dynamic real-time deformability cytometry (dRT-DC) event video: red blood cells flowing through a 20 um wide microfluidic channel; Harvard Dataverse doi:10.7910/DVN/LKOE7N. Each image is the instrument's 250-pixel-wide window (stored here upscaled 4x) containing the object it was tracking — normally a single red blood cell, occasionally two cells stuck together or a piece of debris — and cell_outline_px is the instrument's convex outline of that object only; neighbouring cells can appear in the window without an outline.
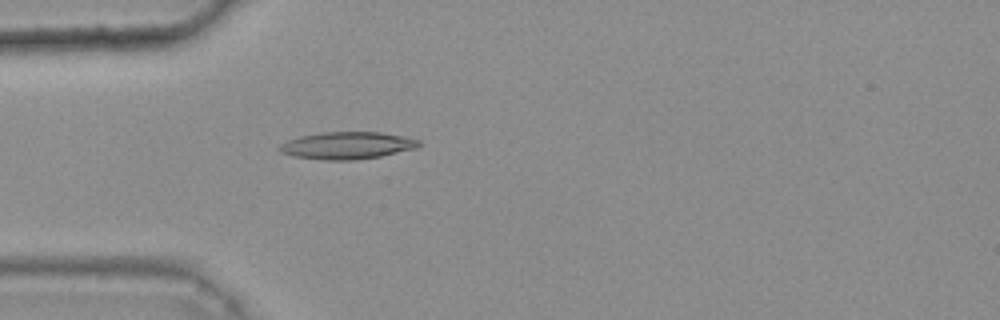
{"species": "common noctule bat (a hibernating species)", "species_latin": "Nyctalus noctula", "temperature_condition": "warm", "stored_images_in_passage": 37, "camera_frame_rate_fps": 3000, "um_per_image_px": 0.085, "animal": {"sex": "female", "body_mass_g": 25.1}, "frame": {"image": 1, "passage_image": 6, "time_ms": 1.667, "image_size_px": [1000, 320], "cell_outline_px": [[420, 144], [416, 148], [380, 156], [352, 160], [324, 160], [292, 156], [280, 152], [276, 148], [288, 140], [300, 136], [324, 132], [380, 132], [420, 140]], "centroid_in_image_um": [29.46, 12.37], "position_along_channel_um": 55.5, "area_um2": 21.91}}
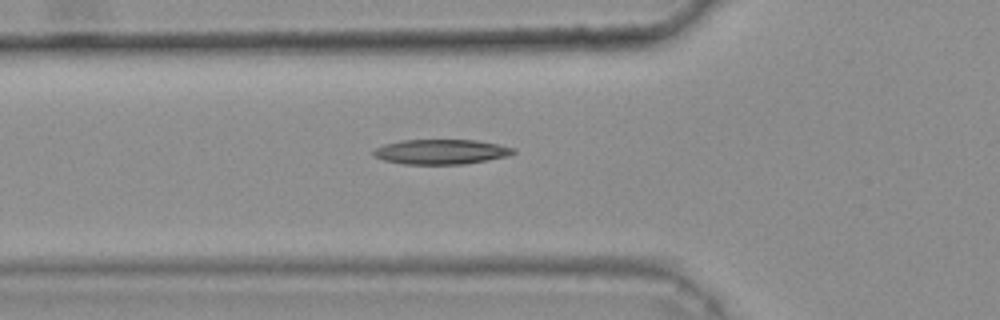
{"frame": {"image": 2, "passage_image": 9, "time_ms": 2.667, "image_size_px": [1000, 320], "cell_outline_px": [[516, 152], [508, 156], [464, 164], [404, 164], [384, 160], [376, 156], [372, 152], [376, 148], [384, 144], [400, 140], [476, 140], [516, 148]], "centroid_in_image_um": [37.5, 12.9], "position_along_channel_um": 88.3, "area_um2": 20.17}}
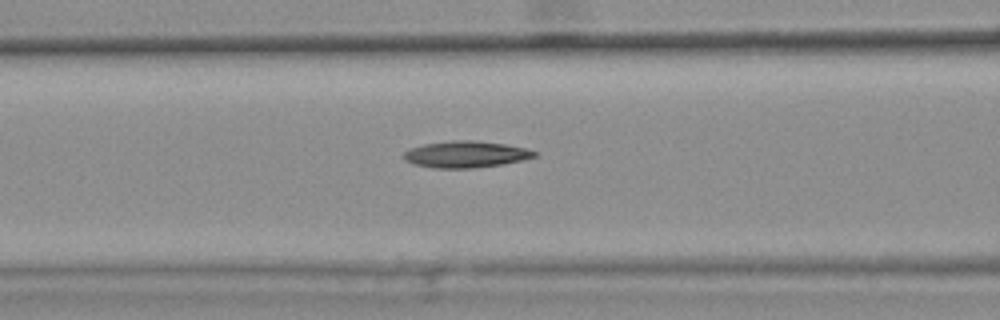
{"frame": {"image": 3, "passage_image": 12, "time_ms": 3.667, "image_size_px": [1000, 320], "cell_outline_px": [[536, 156], [504, 164], [472, 168], [432, 168], [412, 164], [404, 160], [404, 152], [408, 148], [424, 144], [452, 140], [476, 140], [504, 144], [524, 148], [536, 152]], "centroid_in_image_um": [39.52, 13.12], "position_along_channel_um": 127.1, "area_um2": 20.23}}